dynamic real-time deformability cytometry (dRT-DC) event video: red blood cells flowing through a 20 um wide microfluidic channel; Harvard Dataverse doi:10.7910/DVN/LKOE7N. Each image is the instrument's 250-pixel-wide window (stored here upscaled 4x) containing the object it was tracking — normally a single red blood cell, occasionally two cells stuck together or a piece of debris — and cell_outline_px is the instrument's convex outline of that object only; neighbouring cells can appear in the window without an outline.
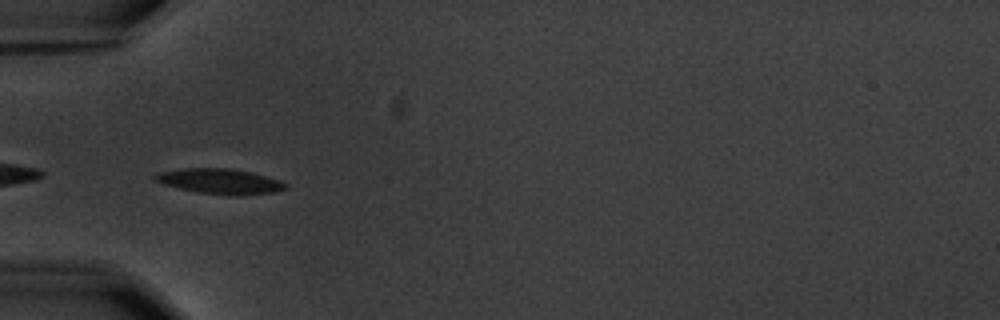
{"species": "common noctule bat (a hibernating species)", "species_latin": "Nyctalus noctula", "temperature_condition": "warm", "stored_images_in_passage": 5, "camera_frame_rate_fps": 3000, "um_per_image_px": 0.085, "animal": {"sex": "male", "body_mass_g": 20.1, "forearm_length_mm": 53.5}, "frame": {"image": 1, "passage_image": 4, "time_ms": 4.333, "image_size_px": [1000, 320], "cell_outline_px": [[288, 188], [276, 192], [196, 192], [164, 184], [152, 180], [152, 176], [160, 172], [180, 168], [228, 168], [252, 172], [280, 180], [288, 184]], "centroid_in_image_um": [18.63, 15.35], "position_along_channel_um": 66.4, "area_um2": 18.21}}
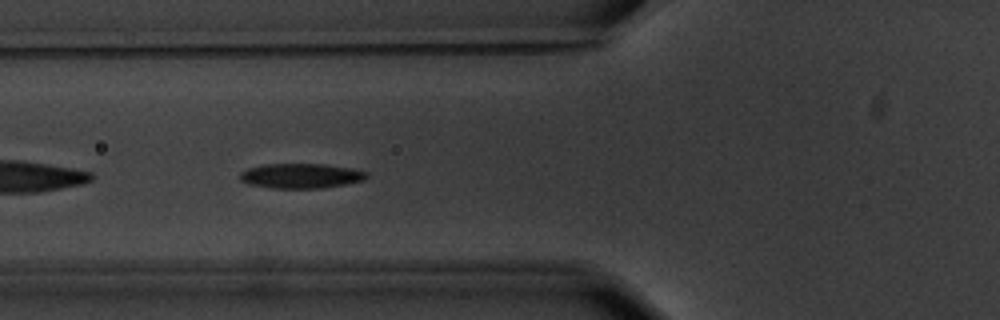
{"frame": {"image": 2, "passage_image": 5, "time_ms": 5.333, "image_size_px": [1000, 320], "cell_outline_px": [[368, 176], [364, 180], [344, 184], [320, 188], [272, 188], [248, 184], [240, 180], [240, 172], [248, 168], [264, 164], [324, 164], [352, 168], [368, 172]], "centroid_in_image_um": [25.57, 14.94], "position_along_channel_um": 100.2, "area_um2": 18.32}}